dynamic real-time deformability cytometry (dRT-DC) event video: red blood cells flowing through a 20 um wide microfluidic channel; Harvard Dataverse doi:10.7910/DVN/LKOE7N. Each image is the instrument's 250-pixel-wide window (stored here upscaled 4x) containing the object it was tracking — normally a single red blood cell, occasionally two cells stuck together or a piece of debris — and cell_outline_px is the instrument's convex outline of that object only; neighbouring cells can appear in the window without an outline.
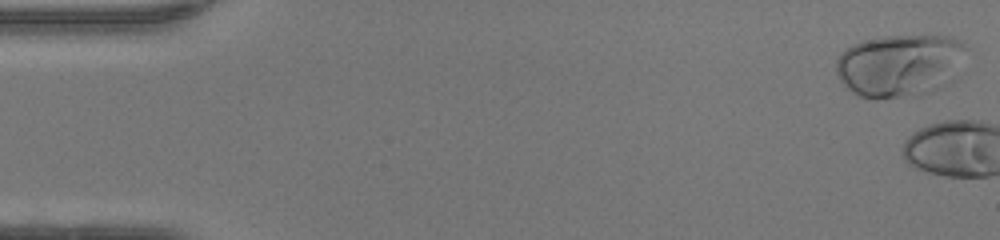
{"species": "human", "species_latin": "Homo sapiens", "temperature_condition": "warm", "stored_images_in_passage": 3, "camera_frame_rate_fps": 3000, "um_per_image_px": 0.085, "donor": {"sex": "female"}, "frame": {"image": 1, "passage_image": 1, "time_ms": 0.0, "image_size_px": [1000, 240], "cell_outline_px": [[968, 48], [956, 80], [932, 92], [920, 96], [876, 100], [872, 100], [860, 96], [852, 92], [840, 80], [836, 72], [836, 60], [840, 52], [852, 44], [864, 40], [884, 36], [952, 36], [960, 40]], "centroid_in_image_um": [76.53, 5.58], "position_along_channel_um": 8.5, "area_um2": 48.9}}